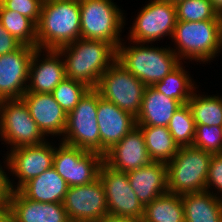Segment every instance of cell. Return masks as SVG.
<instances>
[{
    "instance_id": "1",
    "label": "cell",
    "mask_w": 222,
    "mask_h": 222,
    "mask_svg": "<svg viewBox=\"0 0 222 222\" xmlns=\"http://www.w3.org/2000/svg\"><path fill=\"white\" fill-rule=\"evenodd\" d=\"M58 51L65 55L66 78L83 82L90 88L97 87L101 75L117 58V48L102 40L78 38Z\"/></svg>"
},
{
    "instance_id": "2",
    "label": "cell",
    "mask_w": 222,
    "mask_h": 222,
    "mask_svg": "<svg viewBox=\"0 0 222 222\" xmlns=\"http://www.w3.org/2000/svg\"><path fill=\"white\" fill-rule=\"evenodd\" d=\"M79 0L43 2L37 24V48L58 50L80 38Z\"/></svg>"
},
{
    "instance_id": "3",
    "label": "cell",
    "mask_w": 222,
    "mask_h": 222,
    "mask_svg": "<svg viewBox=\"0 0 222 222\" xmlns=\"http://www.w3.org/2000/svg\"><path fill=\"white\" fill-rule=\"evenodd\" d=\"M143 45L136 42V46L125 47L121 42L117 47L116 61L145 86H153L164 79L181 61L170 47L156 48Z\"/></svg>"
},
{
    "instance_id": "4",
    "label": "cell",
    "mask_w": 222,
    "mask_h": 222,
    "mask_svg": "<svg viewBox=\"0 0 222 222\" xmlns=\"http://www.w3.org/2000/svg\"><path fill=\"white\" fill-rule=\"evenodd\" d=\"M212 155L193 146H180L166 164L168 192L181 196L205 191Z\"/></svg>"
},
{
    "instance_id": "5",
    "label": "cell",
    "mask_w": 222,
    "mask_h": 222,
    "mask_svg": "<svg viewBox=\"0 0 222 222\" xmlns=\"http://www.w3.org/2000/svg\"><path fill=\"white\" fill-rule=\"evenodd\" d=\"M219 34V20L197 22L177 20L172 39L178 47L173 51L179 60L185 57V59L208 62L220 52Z\"/></svg>"
},
{
    "instance_id": "6",
    "label": "cell",
    "mask_w": 222,
    "mask_h": 222,
    "mask_svg": "<svg viewBox=\"0 0 222 222\" xmlns=\"http://www.w3.org/2000/svg\"><path fill=\"white\" fill-rule=\"evenodd\" d=\"M79 6L80 38L102 40L117 48L121 44L120 32L125 19L112 0H79Z\"/></svg>"
},
{
    "instance_id": "7",
    "label": "cell",
    "mask_w": 222,
    "mask_h": 222,
    "mask_svg": "<svg viewBox=\"0 0 222 222\" xmlns=\"http://www.w3.org/2000/svg\"><path fill=\"white\" fill-rule=\"evenodd\" d=\"M98 91L90 88L75 108L67 113L62 142L87 151L100 153L97 120Z\"/></svg>"
},
{
    "instance_id": "8",
    "label": "cell",
    "mask_w": 222,
    "mask_h": 222,
    "mask_svg": "<svg viewBox=\"0 0 222 222\" xmlns=\"http://www.w3.org/2000/svg\"><path fill=\"white\" fill-rule=\"evenodd\" d=\"M145 85L130 71L115 61L100 77L95 88L100 96L117 107L138 116Z\"/></svg>"
},
{
    "instance_id": "9",
    "label": "cell",
    "mask_w": 222,
    "mask_h": 222,
    "mask_svg": "<svg viewBox=\"0 0 222 222\" xmlns=\"http://www.w3.org/2000/svg\"><path fill=\"white\" fill-rule=\"evenodd\" d=\"M0 120L1 138L12 146L11 149L46 142L45 135L32 119L29 108L22 98L4 99Z\"/></svg>"
},
{
    "instance_id": "10",
    "label": "cell",
    "mask_w": 222,
    "mask_h": 222,
    "mask_svg": "<svg viewBox=\"0 0 222 222\" xmlns=\"http://www.w3.org/2000/svg\"><path fill=\"white\" fill-rule=\"evenodd\" d=\"M103 155L60 143L55 148L53 168L66 181L68 187L89 184L96 180Z\"/></svg>"
},
{
    "instance_id": "11",
    "label": "cell",
    "mask_w": 222,
    "mask_h": 222,
    "mask_svg": "<svg viewBox=\"0 0 222 222\" xmlns=\"http://www.w3.org/2000/svg\"><path fill=\"white\" fill-rule=\"evenodd\" d=\"M98 177L104 187L108 213L141 222L144 206L131 188L127 173L113 169L103 161Z\"/></svg>"
},
{
    "instance_id": "12",
    "label": "cell",
    "mask_w": 222,
    "mask_h": 222,
    "mask_svg": "<svg viewBox=\"0 0 222 222\" xmlns=\"http://www.w3.org/2000/svg\"><path fill=\"white\" fill-rule=\"evenodd\" d=\"M134 21L129 36L134 44H148L168 35L172 37L177 21L175 4L165 0H151Z\"/></svg>"
},
{
    "instance_id": "13",
    "label": "cell",
    "mask_w": 222,
    "mask_h": 222,
    "mask_svg": "<svg viewBox=\"0 0 222 222\" xmlns=\"http://www.w3.org/2000/svg\"><path fill=\"white\" fill-rule=\"evenodd\" d=\"M63 207L71 222H99L108 213L99 177L89 184L68 187Z\"/></svg>"
},
{
    "instance_id": "14",
    "label": "cell",
    "mask_w": 222,
    "mask_h": 222,
    "mask_svg": "<svg viewBox=\"0 0 222 222\" xmlns=\"http://www.w3.org/2000/svg\"><path fill=\"white\" fill-rule=\"evenodd\" d=\"M7 155V169H10L19 178L17 187L6 176L8 191H17L30 179L41 175L44 171L53 167L55 147L49 142L39 145L22 146L10 149Z\"/></svg>"
},
{
    "instance_id": "15",
    "label": "cell",
    "mask_w": 222,
    "mask_h": 222,
    "mask_svg": "<svg viewBox=\"0 0 222 222\" xmlns=\"http://www.w3.org/2000/svg\"><path fill=\"white\" fill-rule=\"evenodd\" d=\"M37 48L22 45L14 52L0 55V98L20 99L27 89L29 65Z\"/></svg>"
},
{
    "instance_id": "16",
    "label": "cell",
    "mask_w": 222,
    "mask_h": 222,
    "mask_svg": "<svg viewBox=\"0 0 222 222\" xmlns=\"http://www.w3.org/2000/svg\"><path fill=\"white\" fill-rule=\"evenodd\" d=\"M97 120L100 132V154L102 155L137 126L136 118L133 115L103 99L99 92Z\"/></svg>"
},
{
    "instance_id": "17",
    "label": "cell",
    "mask_w": 222,
    "mask_h": 222,
    "mask_svg": "<svg viewBox=\"0 0 222 222\" xmlns=\"http://www.w3.org/2000/svg\"><path fill=\"white\" fill-rule=\"evenodd\" d=\"M103 161L113 169L128 172L152 162L141 129L135 126L120 142L112 146Z\"/></svg>"
},
{
    "instance_id": "18",
    "label": "cell",
    "mask_w": 222,
    "mask_h": 222,
    "mask_svg": "<svg viewBox=\"0 0 222 222\" xmlns=\"http://www.w3.org/2000/svg\"><path fill=\"white\" fill-rule=\"evenodd\" d=\"M46 51L44 61L40 60L41 49L37 48L32 55L28 75L30 82L26 92L52 93L53 89L66 78L64 57L62 58L58 50Z\"/></svg>"
},
{
    "instance_id": "19",
    "label": "cell",
    "mask_w": 222,
    "mask_h": 222,
    "mask_svg": "<svg viewBox=\"0 0 222 222\" xmlns=\"http://www.w3.org/2000/svg\"><path fill=\"white\" fill-rule=\"evenodd\" d=\"M22 99L29 108L32 119L44 135H63L67 113L51 93L25 92Z\"/></svg>"
},
{
    "instance_id": "20",
    "label": "cell",
    "mask_w": 222,
    "mask_h": 222,
    "mask_svg": "<svg viewBox=\"0 0 222 222\" xmlns=\"http://www.w3.org/2000/svg\"><path fill=\"white\" fill-rule=\"evenodd\" d=\"M13 222H71L63 203H42L25 198L18 190L8 191Z\"/></svg>"
},
{
    "instance_id": "21",
    "label": "cell",
    "mask_w": 222,
    "mask_h": 222,
    "mask_svg": "<svg viewBox=\"0 0 222 222\" xmlns=\"http://www.w3.org/2000/svg\"><path fill=\"white\" fill-rule=\"evenodd\" d=\"M126 173L131 188L144 207L168 192L165 163L152 161L146 166Z\"/></svg>"
},
{
    "instance_id": "22",
    "label": "cell",
    "mask_w": 222,
    "mask_h": 222,
    "mask_svg": "<svg viewBox=\"0 0 222 222\" xmlns=\"http://www.w3.org/2000/svg\"><path fill=\"white\" fill-rule=\"evenodd\" d=\"M183 104L169 98L153 86H146L138 116L137 126H163L167 127L173 114Z\"/></svg>"
},
{
    "instance_id": "23",
    "label": "cell",
    "mask_w": 222,
    "mask_h": 222,
    "mask_svg": "<svg viewBox=\"0 0 222 222\" xmlns=\"http://www.w3.org/2000/svg\"><path fill=\"white\" fill-rule=\"evenodd\" d=\"M67 190L66 181L53 167L30 179L18 189L25 198L42 203H63Z\"/></svg>"
},
{
    "instance_id": "24",
    "label": "cell",
    "mask_w": 222,
    "mask_h": 222,
    "mask_svg": "<svg viewBox=\"0 0 222 222\" xmlns=\"http://www.w3.org/2000/svg\"><path fill=\"white\" fill-rule=\"evenodd\" d=\"M185 222H222V198L210 190L181 195Z\"/></svg>"
},
{
    "instance_id": "25",
    "label": "cell",
    "mask_w": 222,
    "mask_h": 222,
    "mask_svg": "<svg viewBox=\"0 0 222 222\" xmlns=\"http://www.w3.org/2000/svg\"><path fill=\"white\" fill-rule=\"evenodd\" d=\"M144 136L147 152L152 161L167 164L177 154L178 144L174 141L168 127L138 126Z\"/></svg>"
},
{
    "instance_id": "26",
    "label": "cell",
    "mask_w": 222,
    "mask_h": 222,
    "mask_svg": "<svg viewBox=\"0 0 222 222\" xmlns=\"http://www.w3.org/2000/svg\"><path fill=\"white\" fill-rule=\"evenodd\" d=\"M141 222H185L180 195L167 192L144 207Z\"/></svg>"
},
{
    "instance_id": "27",
    "label": "cell",
    "mask_w": 222,
    "mask_h": 222,
    "mask_svg": "<svg viewBox=\"0 0 222 222\" xmlns=\"http://www.w3.org/2000/svg\"><path fill=\"white\" fill-rule=\"evenodd\" d=\"M0 21L4 29L20 43L37 48V25L31 19L7 10L0 3Z\"/></svg>"
},
{
    "instance_id": "28",
    "label": "cell",
    "mask_w": 222,
    "mask_h": 222,
    "mask_svg": "<svg viewBox=\"0 0 222 222\" xmlns=\"http://www.w3.org/2000/svg\"><path fill=\"white\" fill-rule=\"evenodd\" d=\"M195 125L222 126L221 96H200L193 92L187 102Z\"/></svg>"
},
{
    "instance_id": "29",
    "label": "cell",
    "mask_w": 222,
    "mask_h": 222,
    "mask_svg": "<svg viewBox=\"0 0 222 222\" xmlns=\"http://www.w3.org/2000/svg\"><path fill=\"white\" fill-rule=\"evenodd\" d=\"M187 73L180 63L164 79L156 82L153 87L167 97L187 104L196 89Z\"/></svg>"
},
{
    "instance_id": "30",
    "label": "cell",
    "mask_w": 222,
    "mask_h": 222,
    "mask_svg": "<svg viewBox=\"0 0 222 222\" xmlns=\"http://www.w3.org/2000/svg\"><path fill=\"white\" fill-rule=\"evenodd\" d=\"M167 127L179 147L193 145L196 125L188 104H183L173 114Z\"/></svg>"
},
{
    "instance_id": "31",
    "label": "cell",
    "mask_w": 222,
    "mask_h": 222,
    "mask_svg": "<svg viewBox=\"0 0 222 222\" xmlns=\"http://www.w3.org/2000/svg\"><path fill=\"white\" fill-rule=\"evenodd\" d=\"M176 19L181 21L219 20L210 0H182L175 4Z\"/></svg>"
},
{
    "instance_id": "32",
    "label": "cell",
    "mask_w": 222,
    "mask_h": 222,
    "mask_svg": "<svg viewBox=\"0 0 222 222\" xmlns=\"http://www.w3.org/2000/svg\"><path fill=\"white\" fill-rule=\"evenodd\" d=\"M90 89L85 83L65 78L52 91V95L62 109L68 113L79 103L80 99Z\"/></svg>"
},
{
    "instance_id": "33",
    "label": "cell",
    "mask_w": 222,
    "mask_h": 222,
    "mask_svg": "<svg viewBox=\"0 0 222 222\" xmlns=\"http://www.w3.org/2000/svg\"><path fill=\"white\" fill-rule=\"evenodd\" d=\"M193 147L211 154L222 153V130L219 126L196 125Z\"/></svg>"
},
{
    "instance_id": "34",
    "label": "cell",
    "mask_w": 222,
    "mask_h": 222,
    "mask_svg": "<svg viewBox=\"0 0 222 222\" xmlns=\"http://www.w3.org/2000/svg\"><path fill=\"white\" fill-rule=\"evenodd\" d=\"M0 3L7 10L18 12L31 19L36 25L38 24L42 0H0Z\"/></svg>"
},
{
    "instance_id": "35",
    "label": "cell",
    "mask_w": 222,
    "mask_h": 222,
    "mask_svg": "<svg viewBox=\"0 0 222 222\" xmlns=\"http://www.w3.org/2000/svg\"><path fill=\"white\" fill-rule=\"evenodd\" d=\"M215 186L222 198V153L213 154L210 160L209 171L206 179V190ZM209 188V189H208Z\"/></svg>"
},
{
    "instance_id": "36",
    "label": "cell",
    "mask_w": 222,
    "mask_h": 222,
    "mask_svg": "<svg viewBox=\"0 0 222 222\" xmlns=\"http://www.w3.org/2000/svg\"><path fill=\"white\" fill-rule=\"evenodd\" d=\"M23 44L8 33L0 21V55L18 50Z\"/></svg>"
},
{
    "instance_id": "37",
    "label": "cell",
    "mask_w": 222,
    "mask_h": 222,
    "mask_svg": "<svg viewBox=\"0 0 222 222\" xmlns=\"http://www.w3.org/2000/svg\"><path fill=\"white\" fill-rule=\"evenodd\" d=\"M0 222H13L12 209L8 200L0 204Z\"/></svg>"
},
{
    "instance_id": "38",
    "label": "cell",
    "mask_w": 222,
    "mask_h": 222,
    "mask_svg": "<svg viewBox=\"0 0 222 222\" xmlns=\"http://www.w3.org/2000/svg\"><path fill=\"white\" fill-rule=\"evenodd\" d=\"M6 172L0 166V204H3L7 200V183H6Z\"/></svg>"
},
{
    "instance_id": "39",
    "label": "cell",
    "mask_w": 222,
    "mask_h": 222,
    "mask_svg": "<svg viewBox=\"0 0 222 222\" xmlns=\"http://www.w3.org/2000/svg\"><path fill=\"white\" fill-rule=\"evenodd\" d=\"M99 222H139L135 219L107 213Z\"/></svg>"
},
{
    "instance_id": "40",
    "label": "cell",
    "mask_w": 222,
    "mask_h": 222,
    "mask_svg": "<svg viewBox=\"0 0 222 222\" xmlns=\"http://www.w3.org/2000/svg\"><path fill=\"white\" fill-rule=\"evenodd\" d=\"M212 2L213 8L219 13L222 14V0H210Z\"/></svg>"
},
{
    "instance_id": "41",
    "label": "cell",
    "mask_w": 222,
    "mask_h": 222,
    "mask_svg": "<svg viewBox=\"0 0 222 222\" xmlns=\"http://www.w3.org/2000/svg\"><path fill=\"white\" fill-rule=\"evenodd\" d=\"M219 48H222V14H219Z\"/></svg>"
},
{
    "instance_id": "42",
    "label": "cell",
    "mask_w": 222,
    "mask_h": 222,
    "mask_svg": "<svg viewBox=\"0 0 222 222\" xmlns=\"http://www.w3.org/2000/svg\"><path fill=\"white\" fill-rule=\"evenodd\" d=\"M2 102H3V99L0 98V119H1ZM0 128H1V120H0Z\"/></svg>"
},
{
    "instance_id": "43",
    "label": "cell",
    "mask_w": 222,
    "mask_h": 222,
    "mask_svg": "<svg viewBox=\"0 0 222 222\" xmlns=\"http://www.w3.org/2000/svg\"><path fill=\"white\" fill-rule=\"evenodd\" d=\"M165 1L171 2L172 4H176L177 2H180L182 0H165Z\"/></svg>"
},
{
    "instance_id": "44",
    "label": "cell",
    "mask_w": 222,
    "mask_h": 222,
    "mask_svg": "<svg viewBox=\"0 0 222 222\" xmlns=\"http://www.w3.org/2000/svg\"><path fill=\"white\" fill-rule=\"evenodd\" d=\"M43 2L55 1V0H42Z\"/></svg>"
}]
</instances>
